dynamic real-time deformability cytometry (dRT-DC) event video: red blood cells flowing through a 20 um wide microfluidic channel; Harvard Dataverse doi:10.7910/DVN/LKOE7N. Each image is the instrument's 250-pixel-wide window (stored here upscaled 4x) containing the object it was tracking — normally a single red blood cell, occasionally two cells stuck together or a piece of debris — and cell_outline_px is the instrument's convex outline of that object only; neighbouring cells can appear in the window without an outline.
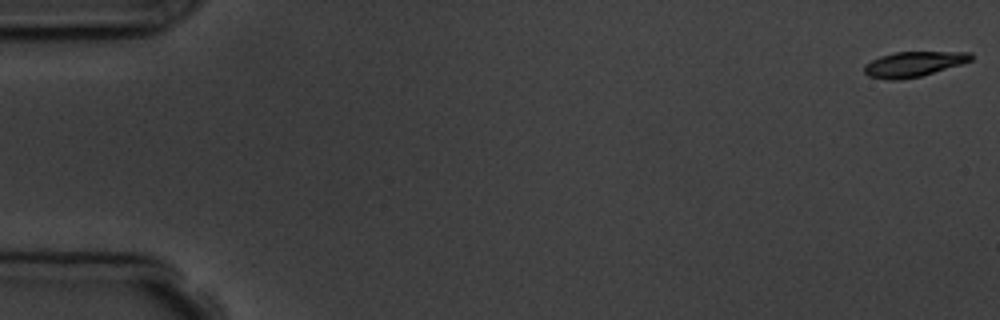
{"species": "common noctule bat (a hibernating species)", "species_latin": "Nyctalus noctula", "temperature_condition": "room temperature", "stored_images_in_passage": 5, "camera_frame_rate_fps": 3000, "um_per_image_px": 0.085, "animal": {"sex": "male", "body_mass_g": 19.5, "forearm_length_mm": 54.6}, "frame": {"image": 1, "passage_image": 1, "time_ms": 0.0, "image_size_px": [1000, 320], "cell_outline_px": [[972, 60], [960, 64], [920, 76], [900, 80], [888, 80], [868, 76], [864, 72], [864, 64], [880, 56], [896, 52], [972, 52]], "centroid_in_image_um": [77.61, 5.45], "position_along_channel_um": 7.4, "area_um2": 15.49}}
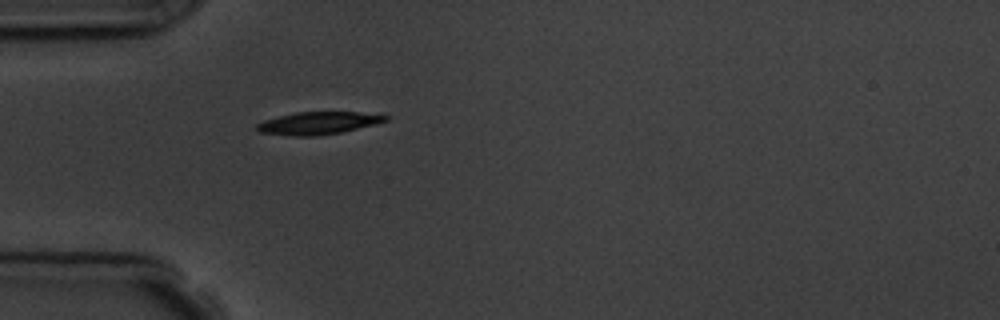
{"frame": {"image": 2, "passage_image": 5, "time_ms": 5.333, "image_size_px": [1000, 320], "cell_outline_px": [[388, 120], [376, 124], [340, 132], [320, 136], [292, 136], [260, 132], [256, 128], [256, 124], [264, 120], [296, 112], [356, 112], [388, 116]], "centroid_in_image_um": [27.02, 10.47], "position_along_channel_um": 58.0, "area_um2": 16.7}}